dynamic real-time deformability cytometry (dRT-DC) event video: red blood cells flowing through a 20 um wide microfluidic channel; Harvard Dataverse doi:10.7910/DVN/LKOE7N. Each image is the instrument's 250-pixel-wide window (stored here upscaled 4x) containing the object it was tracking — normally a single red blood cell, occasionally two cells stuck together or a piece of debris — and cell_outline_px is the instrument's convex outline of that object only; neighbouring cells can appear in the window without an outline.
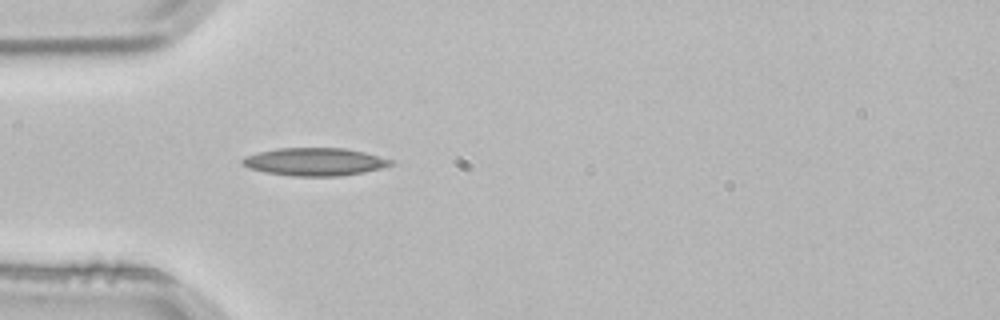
{"species": "common noctule bat (a hibernating species)", "species_latin": "Nyctalus noctula", "temperature_condition": "room temperature", "stored_images_in_passage": 3, "camera_frame_rate_fps": 3000, "um_per_image_px": 0.085, "animal": {"sex": "male", "body_mass_g": 21.5, "forearm_length_mm": 52.0}, "frame": {"image": 1, "passage_image": 3, "time_ms": 0.667, "image_size_px": [1000, 320], "cell_outline_px": [[396, 164], [364, 172], [340, 176], [296, 176], [264, 172], [248, 168], [240, 164], [240, 160], [244, 156], [260, 152], [280, 148], [344, 148], [364, 152], [396, 160]], "centroid_in_image_um": [26.77, 13.75], "position_along_channel_um": 58.2, "area_um2": 24.22}}